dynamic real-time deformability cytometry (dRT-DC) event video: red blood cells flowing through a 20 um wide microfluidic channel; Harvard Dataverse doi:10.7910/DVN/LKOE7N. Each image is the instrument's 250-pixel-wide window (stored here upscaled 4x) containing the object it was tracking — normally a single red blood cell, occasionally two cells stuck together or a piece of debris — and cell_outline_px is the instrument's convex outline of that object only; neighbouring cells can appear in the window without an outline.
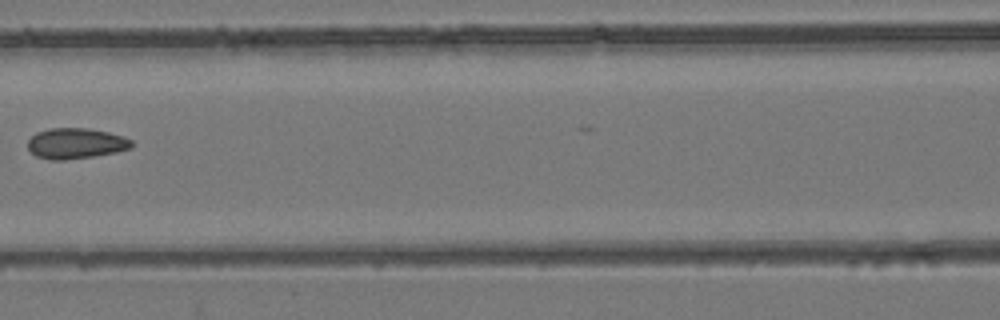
{"species": "common noctule bat (a hibernating species)", "species_latin": "Nyctalus noctula", "temperature_condition": "room temperature", "stored_images_in_passage": 7, "camera_frame_rate_fps": 3000, "um_per_image_px": 0.085, "animal": {"sex": "female", "body_mass_g": 24.6, "forearm_length_mm": 56.2}, "frame": {"image": 1, "passage_image": 6, "time_ms": 5.667, "image_size_px": [1000, 320], "cell_outline_px": [[132, 148], [116, 152], [92, 156], [64, 160], [48, 160], [36, 156], [28, 148], [28, 140], [36, 132], [48, 128], [88, 128], [108, 132], [124, 136], [132, 140]], "centroid_in_image_um": [6.44, 12.18], "position_along_channel_um": 160.2, "area_um2": 18.61}}
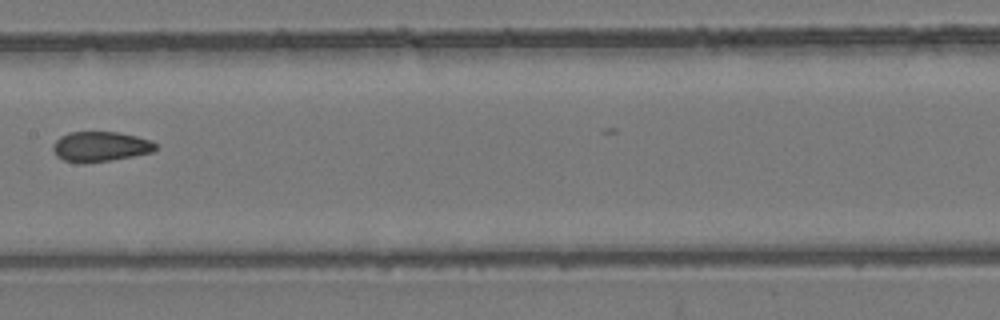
{"frame": {"image": 2, "passage_image": 7, "time_ms": 6.667, "image_size_px": [1000, 320], "cell_outline_px": [[156, 148], [152, 152], [132, 156], [84, 164], [64, 160], [56, 156], [52, 148], [52, 144], [60, 136], [68, 132], [116, 132], [136, 136], [152, 140], [156, 144]], "centroid_in_image_um": [8.49, 12.45], "position_along_channel_um": 198.9, "area_um2": 17.98}}